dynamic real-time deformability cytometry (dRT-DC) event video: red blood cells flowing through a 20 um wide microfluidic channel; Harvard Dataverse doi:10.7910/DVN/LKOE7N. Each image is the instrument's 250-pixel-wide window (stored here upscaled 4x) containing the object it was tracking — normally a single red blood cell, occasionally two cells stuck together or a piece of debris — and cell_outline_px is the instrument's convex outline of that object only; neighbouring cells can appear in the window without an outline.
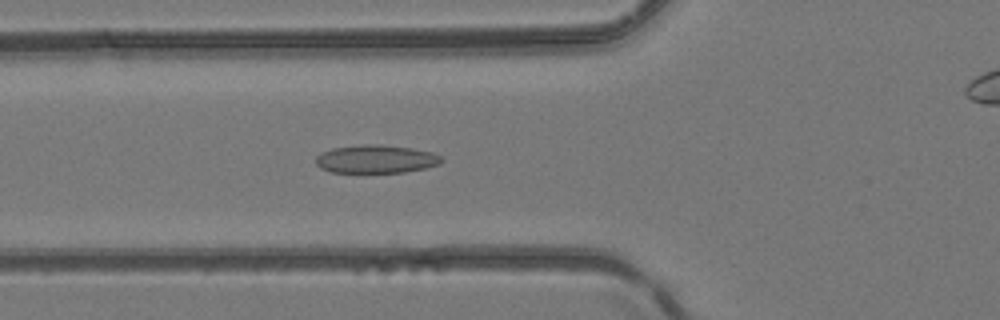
{"species": "common noctule bat (a hibernating species)", "species_latin": "Nyctalus noctula", "temperature_condition": "room temperature", "stored_images_in_passage": 48, "camera_frame_rate_fps": 3000, "um_per_image_px": 0.085, "animal": {"sex": "female", "body_mass_g": 24.6, "forearm_length_mm": 56.2}, "frame": {"image": 1, "passage_image": 18, "time_ms": 5.667, "image_size_px": [1000, 320], "cell_outline_px": [[444, 160], [440, 164], [424, 168], [404, 172], [332, 172], [320, 168], [316, 164], [316, 156], [320, 152], [332, 148], [364, 144], [376, 144], [412, 148], [432, 152], [440, 156]], "centroid_in_image_um": [31.94, 13.51], "position_along_channel_um": 93.9, "area_um2": 20.63}}
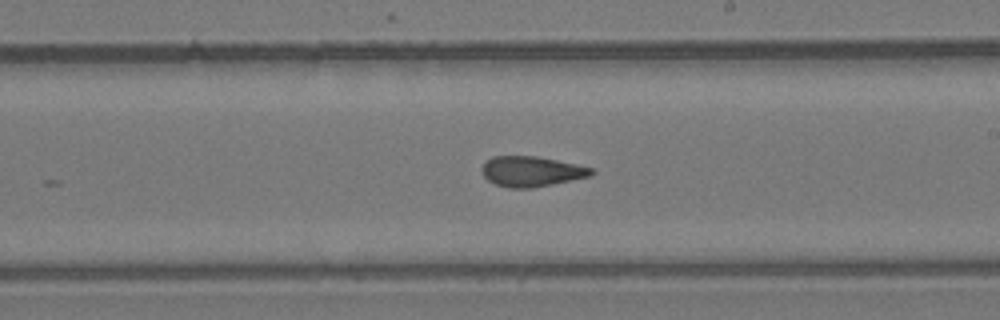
{"frame": {"image": 2, "passage_image": 28, "time_ms": 9.0, "image_size_px": [1000, 320], "cell_outline_px": [[596, 172], [592, 176], [532, 188], [508, 188], [496, 184], [488, 180], [484, 176], [480, 168], [492, 156], [536, 156], [576, 164], [592, 168]], "centroid_in_image_um": [45.18, 14.57], "position_along_channel_um": 243.8, "area_um2": 19.31}}
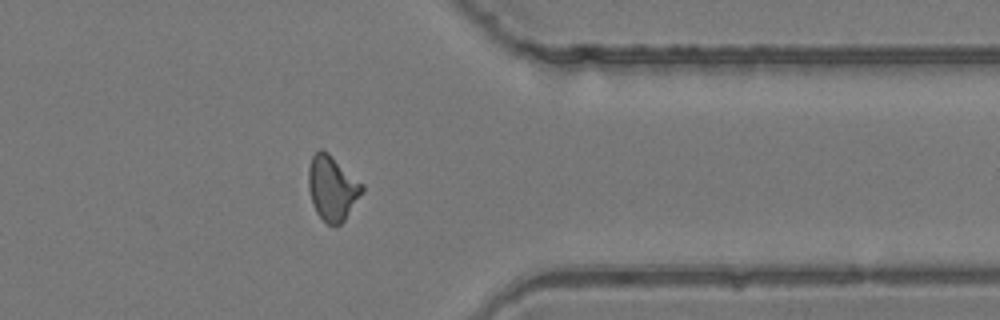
{"frame": {"image": 3, "passage_image": 38, "time_ms": 12.333, "image_size_px": [1000, 320], "cell_outline_px": [[364, 192], [344, 220], [340, 224], [328, 224], [316, 212], [312, 204], [308, 188], [308, 168], [312, 156], [320, 148], [328, 152], [364, 184]], "centroid_in_image_um": [28.25, 15.96], "position_along_channel_um": 383.2, "area_um2": 20.35}}